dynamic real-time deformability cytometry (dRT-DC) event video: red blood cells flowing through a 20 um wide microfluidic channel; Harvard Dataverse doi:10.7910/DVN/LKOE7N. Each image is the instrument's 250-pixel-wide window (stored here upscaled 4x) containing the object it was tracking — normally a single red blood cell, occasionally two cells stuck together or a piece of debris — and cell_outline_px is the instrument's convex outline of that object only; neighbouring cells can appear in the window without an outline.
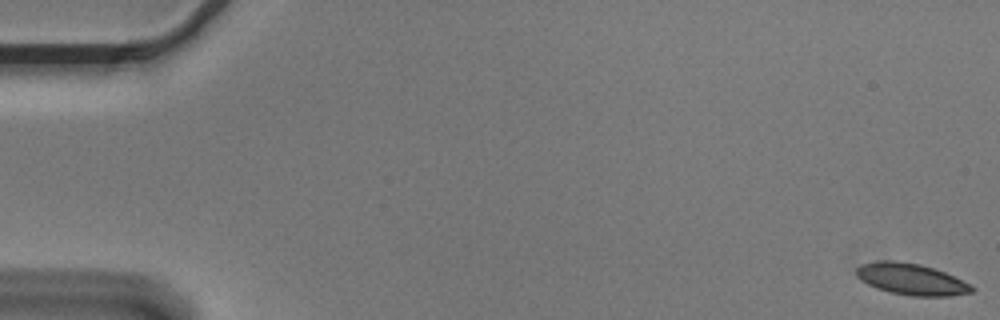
{"species": "Egyptian fruit bat (a non-hibernating species)", "species_latin": "Rousettus aegyptiacus", "temperature_condition": "cold", "stored_images_in_passage": 56, "camera_frame_rate_fps": 3000, "um_per_image_px": 0.085, "animal": {"sex": "male"}, "frame": {"image": 1, "passage_image": 1, "time_ms": 0.0, "image_size_px": [1000, 320], "cell_outline_px": [[976, 288], [972, 292], [948, 296], [912, 296], [888, 292], [876, 288], [868, 284], [856, 276], [856, 268], [860, 264], [876, 260], [896, 260], [920, 264], [944, 272], [972, 284]], "centroid_in_image_um": [77.44, 23.72], "position_along_channel_um": 7.6, "area_um2": 21.33}}
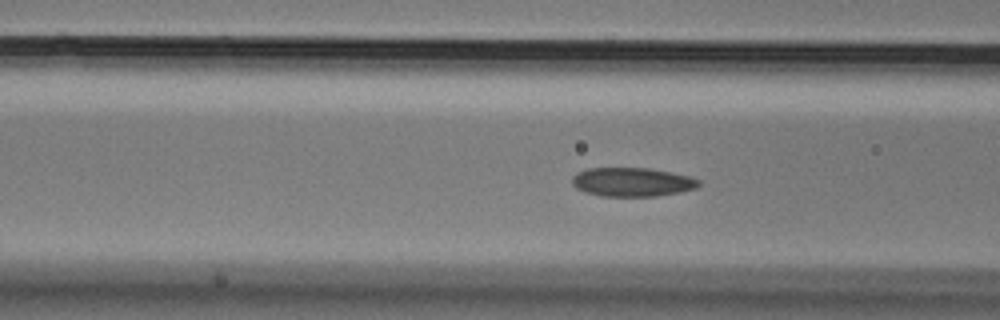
{"frame": {"image": 2, "passage_image": 22, "time_ms": 7.0, "image_size_px": [1000, 320], "cell_outline_px": [[700, 184], [696, 188], [680, 192], [656, 196], [600, 196], [584, 192], [576, 188], [572, 184], [572, 176], [576, 172], [588, 168], [648, 168], [688, 176], [700, 180]], "centroid_in_image_um": [53.69, 15.47], "position_along_channel_um": 112.9, "area_um2": 21.33}}
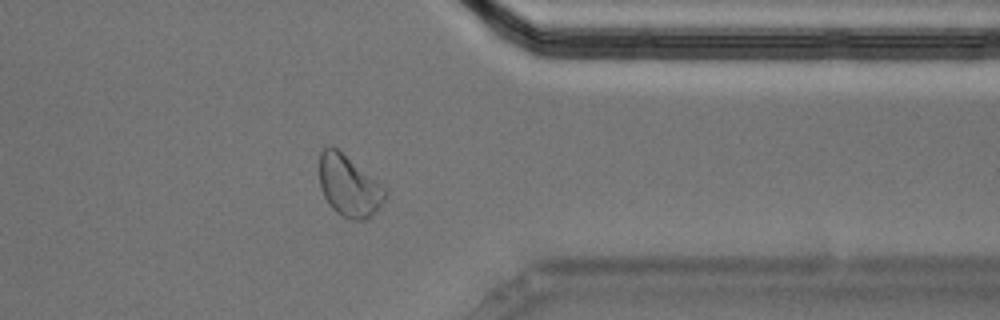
{"frame": {"image": 3, "passage_image": 45, "time_ms": 14.667, "image_size_px": [1000, 320], "cell_outline_px": [[388, 192], [384, 200], [376, 212], [368, 220], [352, 220], [336, 212], [328, 204], [320, 188], [320, 152], [328, 144], [332, 144], [388, 188]], "centroid_in_image_um": [29.69, 15.79], "position_along_channel_um": 381.7, "area_um2": 23.93}, "authors_computed_cell_mechanics": {"area_um2": 21.5016, "velocity_mm_per_s": 3.606, "shape_relaxation_time_tau1_ms": 7.8809, "shape_relaxation_time_tau2_ms": 2.6554, "deformation_change_tau1": 0.1434, "deformation_change_tau2": 0.0787}}